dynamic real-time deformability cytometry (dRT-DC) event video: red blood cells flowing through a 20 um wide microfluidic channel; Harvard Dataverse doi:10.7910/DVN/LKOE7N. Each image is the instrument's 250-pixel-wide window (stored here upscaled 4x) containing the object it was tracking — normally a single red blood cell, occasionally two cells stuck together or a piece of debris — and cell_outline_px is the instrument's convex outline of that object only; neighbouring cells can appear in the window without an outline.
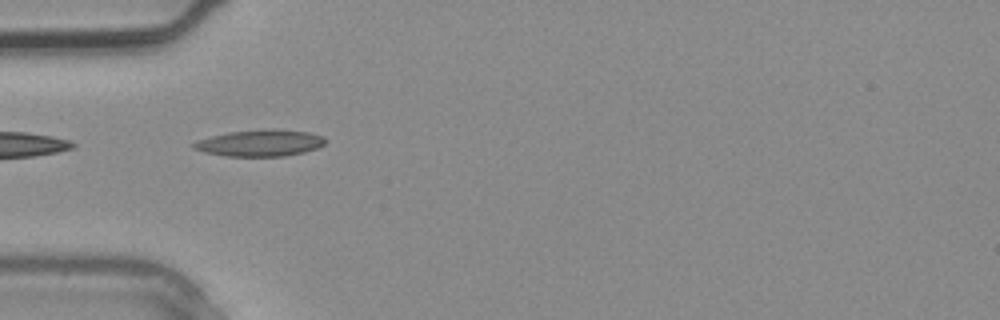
{"species": "common noctule bat (a hibernating species)", "species_latin": "Nyctalus noctula", "temperature_condition": "warm", "stored_images_in_passage": 1, "camera_frame_rate_fps": 3000, "um_per_image_px": 0.085, "animal": {"sex": "male", "body_mass_g": 20.4}, "frame": {"image": 1, "passage_image": 1, "time_ms": 0.0, "image_size_px": [1000, 320], "cell_outline_px": [[328, 140], [324, 144], [316, 148], [304, 152], [284, 156], [228, 156], [204, 152], [192, 148], [192, 144], [196, 140], [228, 132], [272, 128], [308, 132], [324, 136]], "centroid_in_image_um": [22.12, 12.15], "position_along_channel_um": 62.9, "area_um2": 20.46}}